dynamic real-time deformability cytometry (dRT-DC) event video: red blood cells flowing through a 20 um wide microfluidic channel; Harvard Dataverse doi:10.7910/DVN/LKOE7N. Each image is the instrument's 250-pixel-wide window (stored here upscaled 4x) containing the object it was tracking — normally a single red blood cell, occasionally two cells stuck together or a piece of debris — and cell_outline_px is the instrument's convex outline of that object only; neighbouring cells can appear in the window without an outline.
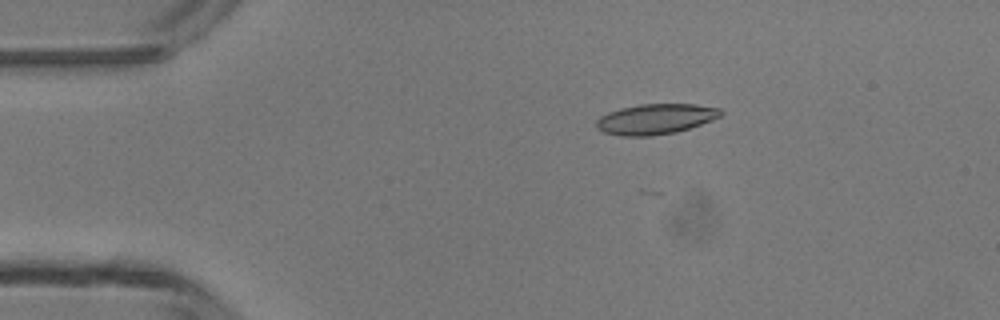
{"species": "common noctule bat (a hibernating species)", "species_latin": "Nyctalus noctula", "temperature_condition": "room temperature", "stored_images_in_passage": 5, "camera_frame_rate_fps": 3000, "um_per_image_px": 0.085, "animal": {"sex": "male", "body_mass_g": 13.3}, "frame": {"image": 1, "passage_image": 5, "time_ms": 4.667, "image_size_px": [1000, 320], "cell_outline_px": [[724, 112], [720, 116], [712, 120], [676, 132], [652, 136], [620, 136], [604, 132], [596, 128], [596, 120], [600, 116], [608, 112], [620, 108], [640, 104], [696, 104], [720, 108]], "centroid_in_image_um": [55.7, 10.11], "position_along_channel_um": 29.3, "area_um2": 22.08}}